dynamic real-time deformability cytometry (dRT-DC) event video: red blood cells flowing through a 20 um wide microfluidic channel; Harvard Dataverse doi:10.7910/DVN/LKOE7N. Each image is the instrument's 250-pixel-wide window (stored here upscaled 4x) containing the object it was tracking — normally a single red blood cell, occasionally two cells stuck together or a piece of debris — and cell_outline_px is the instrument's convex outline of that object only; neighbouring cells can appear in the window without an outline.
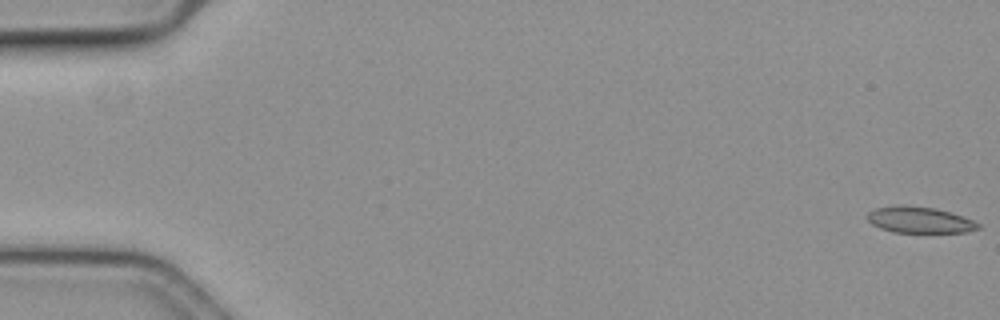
{"species": "common noctule bat (a hibernating species)", "species_latin": "Nyctalus noctula", "temperature_condition": "cold", "stored_images_in_passage": 33, "camera_frame_rate_fps": 3000, "um_per_image_px": 0.085, "animal": {"sex": "female", "body_mass_g": 19.3, "forearm_length_mm": 54.1}, "frame": {"image": 1, "passage_image": 1, "time_ms": 0.0, "image_size_px": [1000, 320], "cell_outline_px": [[980, 228], [968, 232], [892, 232], [880, 228], [872, 224], [868, 220], [868, 212], [876, 208], [900, 204], [904, 204], [936, 208], [952, 212], [972, 220], [980, 224]], "centroid_in_image_um": [78.17, 18.68], "position_along_channel_um": 6.8, "area_um2": 17.05}}
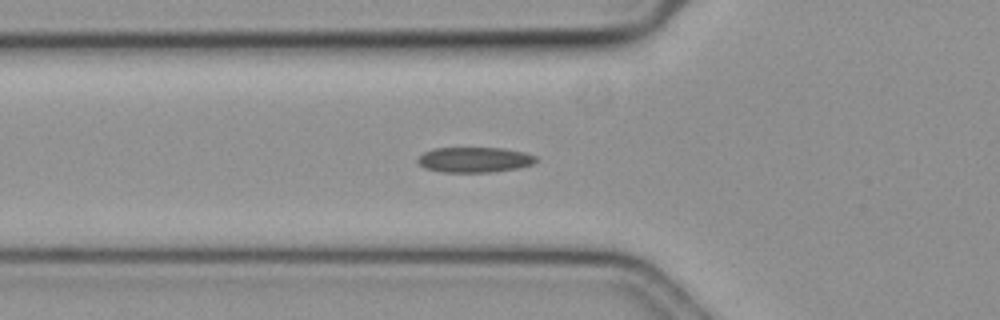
{"frame": {"image": 2, "passage_image": 22, "time_ms": 7.0, "image_size_px": [1000, 320], "cell_outline_px": [[536, 160], [532, 164], [520, 168], [488, 172], [444, 172], [424, 168], [416, 160], [424, 152], [432, 148], [504, 148], [524, 152], [536, 156]], "centroid_in_image_um": [40.32, 13.57], "position_along_channel_um": 85.5, "area_um2": 17.4}}
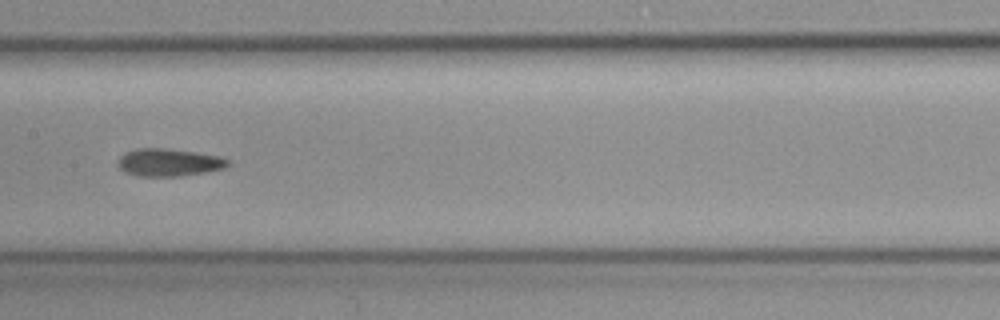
{"frame": {"image": 3, "passage_image": 31, "time_ms": 10.0, "image_size_px": [1000, 320], "cell_outline_px": [[228, 164], [224, 168], [204, 172], [180, 176], [136, 176], [120, 168], [116, 164], [120, 156], [124, 152], [136, 148], [164, 148], [220, 156], [228, 160]], "centroid_in_image_um": [14.3, 13.8], "position_along_channel_um": 193.1, "area_um2": 17.51}}